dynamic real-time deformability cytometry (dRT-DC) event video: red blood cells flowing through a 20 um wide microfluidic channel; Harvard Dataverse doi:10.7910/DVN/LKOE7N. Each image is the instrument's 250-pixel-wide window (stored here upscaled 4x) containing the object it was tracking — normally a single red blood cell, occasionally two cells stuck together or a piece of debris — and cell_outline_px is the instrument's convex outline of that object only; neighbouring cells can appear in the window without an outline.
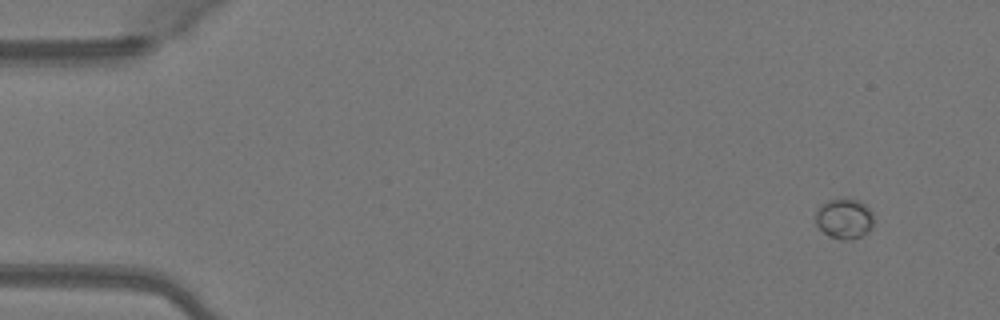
{"species": "Egyptian fruit bat (a non-hibernating species)", "species_latin": "Rousettus aegyptiacus", "temperature_condition": "warm", "stored_images_in_passage": 16, "camera_frame_rate_fps": 3000, "um_per_image_px": 0.085, "animal": {"sex": "female"}, "frame": {"image": 1, "passage_image": 1, "time_ms": 0.0, "image_size_px": [1000, 320], "cell_outline_px": [[872, 228], [868, 232], [852, 240], [844, 240], [828, 236], [816, 224], [816, 208], [820, 204], [828, 200], [860, 200], [872, 212]], "centroid_in_image_um": [71.75, 18.6], "position_along_channel_um": 13.3, "area_um2": 13.53}}
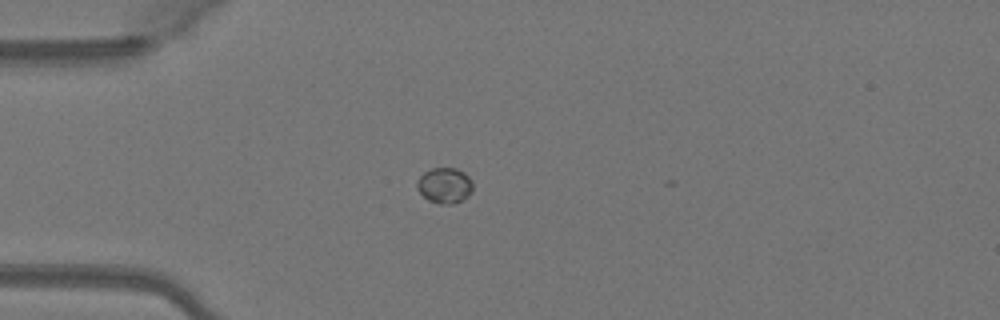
{"frame": {"image": 2, "passage_image": 11, "time_ms": 3.333, "image_size_px": [1000, 320], "cell_outline_px": [[472, 192], [468, 196], [452, 204], [440, 204], [428, 200], [416, 188], [416, 184], [420, 176], [424, 172], [432, 168], [456, 168], [464, 172], [468, 176], [472, 184]], "centroid_in_image_um": [37.78, 15.76], "position_along_channel_um": 47.2, "area_um2": 11.5}}
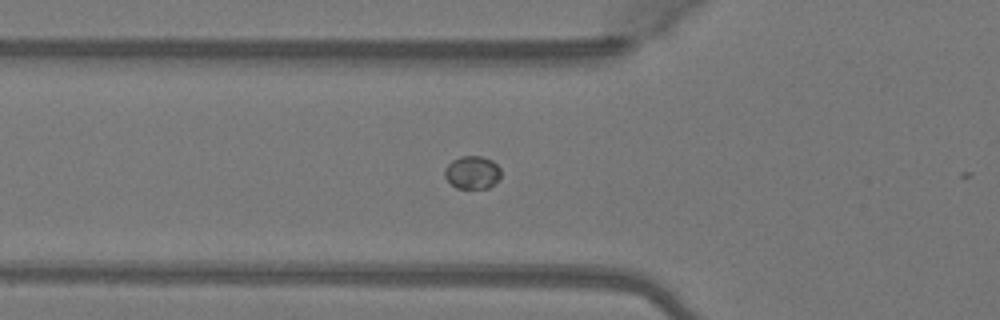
{"frame": {"image": 3, "passage_image": 15, "time_ms": 4.667, "image_size_px": [1000, 320], "cell_outline_px": [[500, 180], [488, 188], [456, 188], [444, 176], [444, 168], [452, 160], [460, 156], [480, 156], [492, 160], [500, 168]], "centroid_in_image_um": [40.15, 14.65], "position_along_channel_um": 85.7, "area_um2": 10.87}}